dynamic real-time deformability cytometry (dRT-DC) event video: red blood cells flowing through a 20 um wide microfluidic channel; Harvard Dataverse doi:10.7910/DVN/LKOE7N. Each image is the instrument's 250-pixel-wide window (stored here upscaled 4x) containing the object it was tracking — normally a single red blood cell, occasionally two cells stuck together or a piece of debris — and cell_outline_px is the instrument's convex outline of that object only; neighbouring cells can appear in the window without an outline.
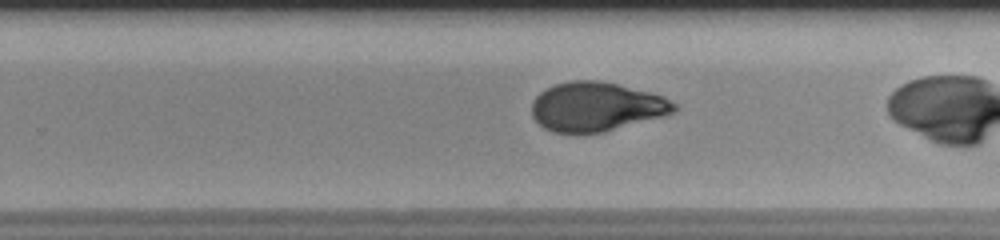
{"species": "human", "species_latin": "Homo sapiens", "temperature_condition": "room temperature", "stored_images_in_passage": 42, "camera_frame_rate_fps": 3000, "um_per_image_px": 0.085, "donor": {"sex": "male"}, "frame": {"image": 1, "passage_image": 34, "time_ms": 11.0, "image_size_px": [1000, 240], "cell_outline_px": [[676, 112], [664, 116], [604, 132], [552, 132], [544, 128], [532, 116], [532, 100], [540, 92], [556, 84], [572, 80], [596, 80], [616, 84], [664, 96], [676, 104]], "centroid_in_image_um": [50.69, 9.07], "position_along_channel_um": 279.1, "area_um2": 40.52}}